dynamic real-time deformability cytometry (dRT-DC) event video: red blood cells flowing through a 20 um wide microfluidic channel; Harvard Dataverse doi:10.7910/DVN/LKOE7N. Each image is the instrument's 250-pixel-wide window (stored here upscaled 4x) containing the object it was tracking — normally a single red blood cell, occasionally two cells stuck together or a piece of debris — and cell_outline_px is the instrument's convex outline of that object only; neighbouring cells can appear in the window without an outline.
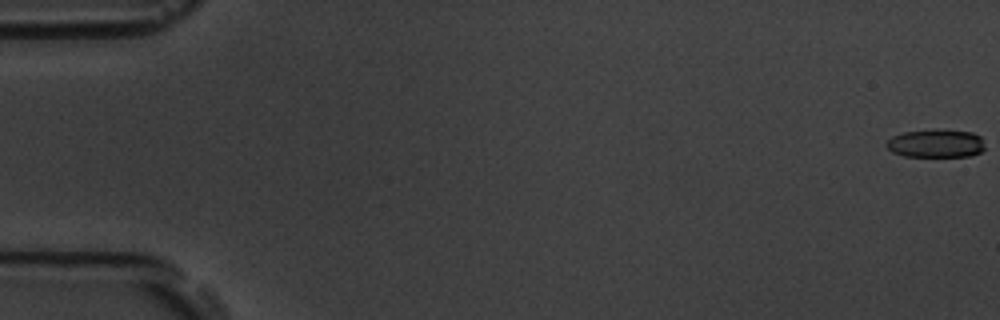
{"species": "common noctule bat (a hibernating species)", "species_latin": "Nyctalus noctula", "temperature_condition": "room temperature", "stored_images_in_passage": 55, "camera_frame_rate_fps": 3000, "um_per_image_px": 0.085, "animal": {"sex": "male", "body_mass_g": 19.5, "forearm_length_mm": 54.6}, "frame": {"image": 1, "passage_image": 1, "time_ms": 0.0, "image_size_px": [1000, 320], "cell_outline_px": [[984, 148], [980, 152], [968, 156], [904, 156], [892, 152], [884, 144], [892, 136], [904, 132], [972, 132], [980, 136]], "centroid_in_image_um": [79.51, 12.24], "position_along_channel_um": 5.5, "area_um2": 15.32}}
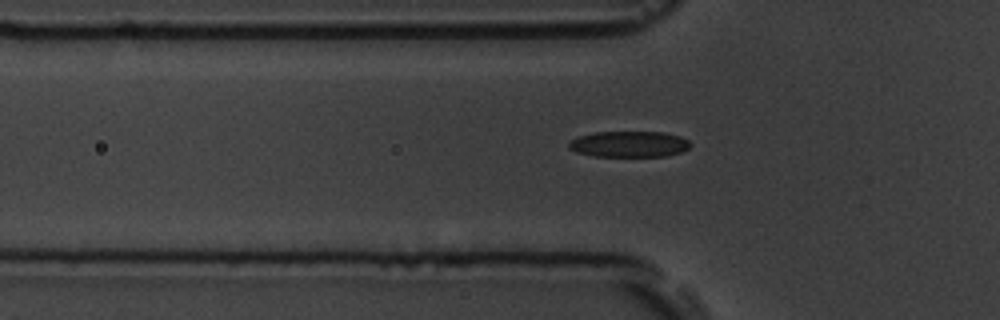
{"frame": {"image": 2, "passage_image": 19, "time_ms": 6.0, "image_size_px": [1000, 320], "cell_outline_px": [[692, 144], [688, 148], [680, 152], [668, 156], [592, 156], [576, 152], [568, 148], [568, 144], [572, 140], [580, 136], [596, 132], [664, 132], [680, 136], [688, 140]], "centroid_in_image_um": [53.49, 12.25], "position_along_channel_um": 72.3, "area_um2": 18.38}}
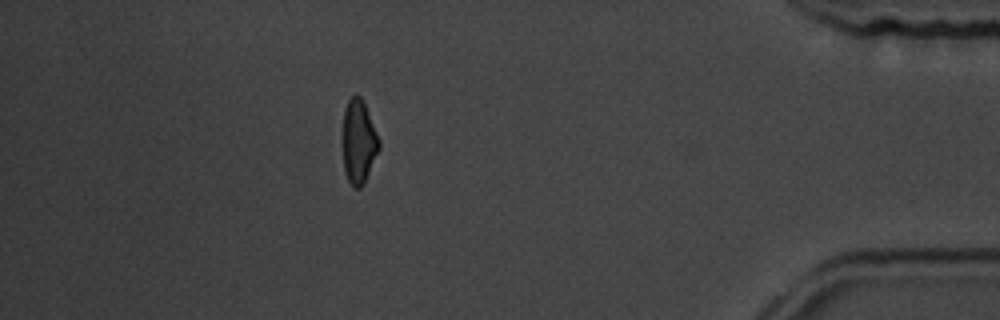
{"frame": {"image": 3, "passage_image": 49, "time_ms": 16.0, "image_size_px": [1000, 320], "cell_outline_px": [[380, 148], [364, 184], [360, 188], [352, 188], [348, 180], [344, 168], [344, 108], [348, 100], [352, 96], [360, 96], [364, 100], [380, 140]], "centroid_in_image_um": [30.52, 12.05], "position_along_channel_um": 404.7, "area_um2": 17.69}, "authors_computed_cell_mechanics": {"area_um2": 18.0336, "velocity_mm_per_s": 3.7927, "shape_relaxation_time_tau1_ms": 2.4623, "shape_relaxation_time_tau2_ms": 2.0942, "deformation_change_tau1": 0.1138, "deformation_change_tau2": 0.0959}}